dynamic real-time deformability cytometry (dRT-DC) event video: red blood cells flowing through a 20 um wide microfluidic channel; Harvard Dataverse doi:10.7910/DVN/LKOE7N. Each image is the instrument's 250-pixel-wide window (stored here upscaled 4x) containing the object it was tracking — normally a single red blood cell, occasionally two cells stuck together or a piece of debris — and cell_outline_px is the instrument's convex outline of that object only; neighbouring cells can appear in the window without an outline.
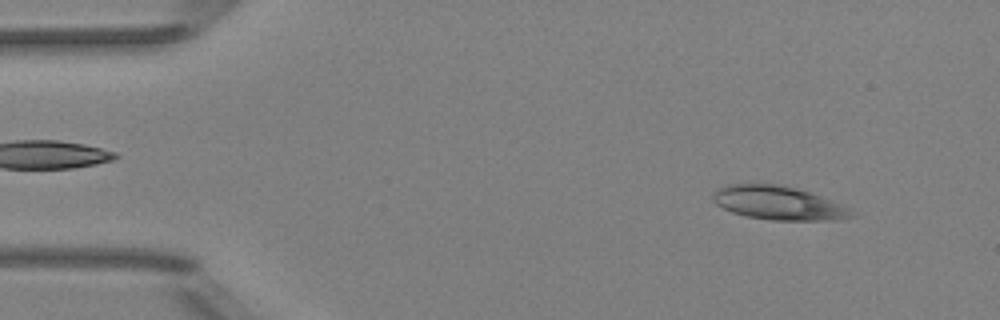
{"species": "Egyptian fruit bat (a non-hibernating species)", "species_latin": "Rousettus aegyptiacus", "temperature_condition": "room temperature", "stored_images_in_passage": 51, "camera_frame_rate_fps": 3000, "um_per_image_px": 0.085, "animal": {"sex": "female"}, "frame": {"image": 1, "passage_image": 5, "time_ms": 1.333, "image_size_px": [1000, 320], "cell_outline_px": [[856, 216], [836, 220], [772, 220], [744, 216], [732, 212], [716, 204], [712, 200], [712, 196], [720, 188], [728, 184], [772, 184], [796, 188], [820, 196], [840, 204], [848, 208]], "centroid_in_image_um": [66.15, 17.27], "position_along_channel_um": 18.9, "area_um2": 26.82}}
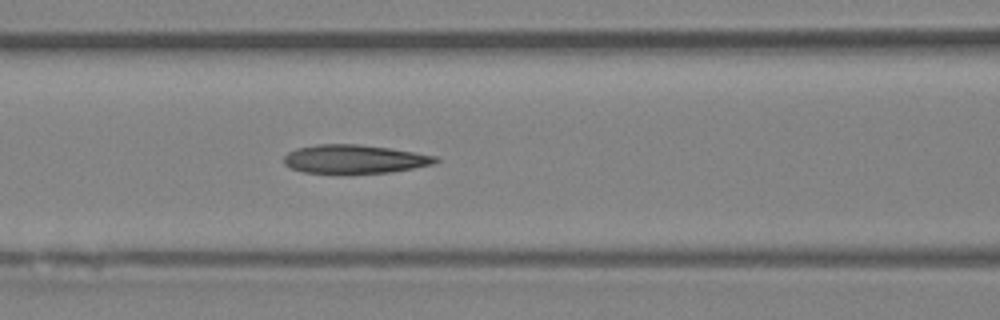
{"frame": {"image": 2, "passage_image": 21, "time_ms": 6.667, "image_size_px": [1000, 320], "cell_outline_px": [[440, 160], [432, 164], [412, 168], [388, 172], [352, 176], [348, 176], [304, 172], [292, 168], [284, 164], [284, 156], [288, 152], [296, 148], [316, 144], [356, 144], [392, 148], [436, 156]], "centroid_in_image_um": [30.09, 13.56], "position_along_channel_um": 136.5, "area_um2": 26.13}}
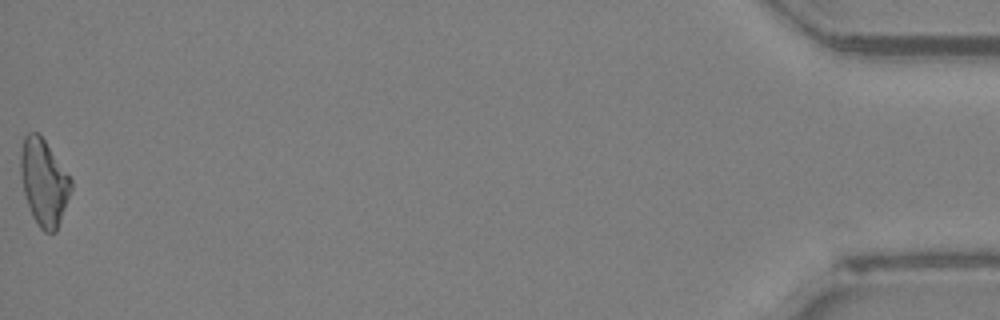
{"frame": {"image": 3, "passage_image": 51, "time_ms": 16.667, "image_size_px": [1000, 320], "cell_outline_px": [[72, 188], [56, 232], [44, 232], [40, 228], [32, 216], [24, 192], [20, 172], [20, 152], [24, 136], [28, 132], [36, 132], [44, 140], [72, 180]], "centroid_in_image_um": [3.72, 15.5], "position_along_channel_um": 431.5, "area_um2": 25.03}, "authors_computed_cell_mechanics": {"area_um2": 25.5476, "velocity_mm_per_s": 3.9889, "shape_relaxation_time_tau1_ms": null, "shape_relaxation_time_tau2_ms": 4.775, "deformation_change_tau1": null, "deformation_change_tau2": 0.1531}}